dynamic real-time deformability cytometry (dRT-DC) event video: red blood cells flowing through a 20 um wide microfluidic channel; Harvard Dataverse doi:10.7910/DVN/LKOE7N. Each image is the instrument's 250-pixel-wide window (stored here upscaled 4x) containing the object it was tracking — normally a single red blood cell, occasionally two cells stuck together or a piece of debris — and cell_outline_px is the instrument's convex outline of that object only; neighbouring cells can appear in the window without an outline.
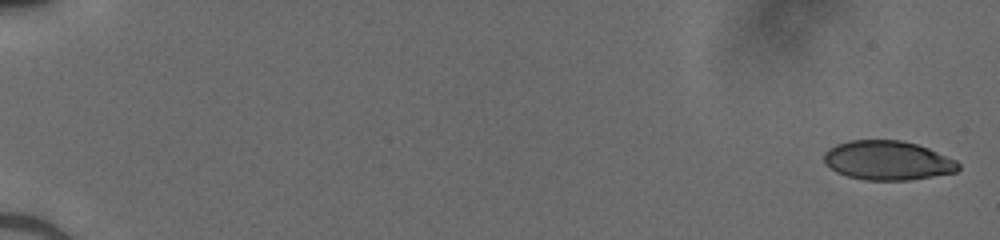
{"species": "human", "species_latin": "Homo sapiens", "temperature_condition": "cold", "stored_images_in_passage": 51, "camera_frame_rate_fps": 3000, "um_per_image_px": 0.085, "donor": {"sex": "male"}, "frame": {"image": 1, "passage_image": 1, "time_ms": 0.0, "image_size_px": [1000, 240], "cell_outline_px": [[960, 168], [956, 172], [908, 180], [864, 180], [848, 176], [836, 172], [824, 164], [824, 152], [828, 148], [836, 144], [848, 140], [900, 140], [916, 144], [928, 148], [956, 160], [960, 164]], "centroid_in_image_um": [75.42, 13.63], "position_along_channel_um": 9.6, "area_um2": 30.81}}
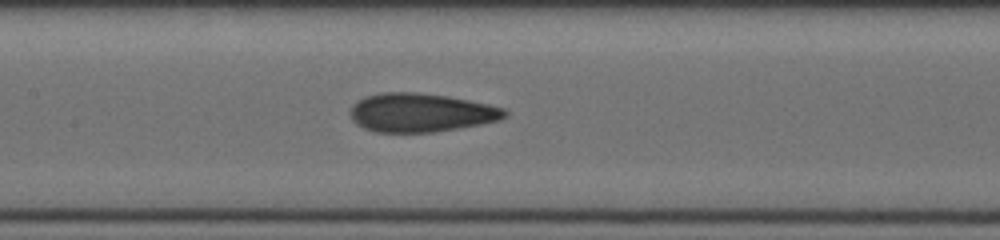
{"frame": {"image": 2, "passage_image": 27, "time_ms": 8.667, "image_size_px": [1000, 240], "cell_outline_px": [[508, 116], [500, 120], [480, 124], [432, 132], [376, 132], [364, 128], [356, 124], [352, 120], [352, 104], [364, 96], [380, 92], [416, 92], [448, 96], [488, 104], [504, 108], [508, 112]], "centroid_in_image_um": [35.77, 9.56], "position_along_channel_um": 171.6, "area_um2": 34.8}}
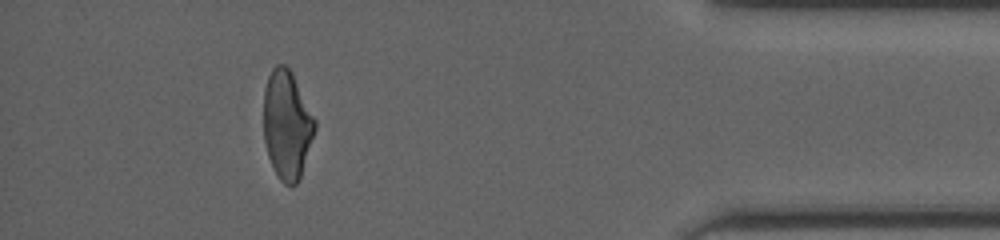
{"frame": {"image": 3, "passage_image": 47, "time_ms": 15.333, "image_size_px": [1000, 240], "cell_outline_px": [[316, 128], [300, 180], [296, 184], [284, 184], [280, 180], [268, 156], [264, 140], [264, 88], [268, 76], [272, 68], [276, 64], [284, 64], [292, 72], [316, 120]], "centroid_in_image_um": [24.4, 10.59], "position_along_channel_um": 410.8, "area_um2": 32.48}}